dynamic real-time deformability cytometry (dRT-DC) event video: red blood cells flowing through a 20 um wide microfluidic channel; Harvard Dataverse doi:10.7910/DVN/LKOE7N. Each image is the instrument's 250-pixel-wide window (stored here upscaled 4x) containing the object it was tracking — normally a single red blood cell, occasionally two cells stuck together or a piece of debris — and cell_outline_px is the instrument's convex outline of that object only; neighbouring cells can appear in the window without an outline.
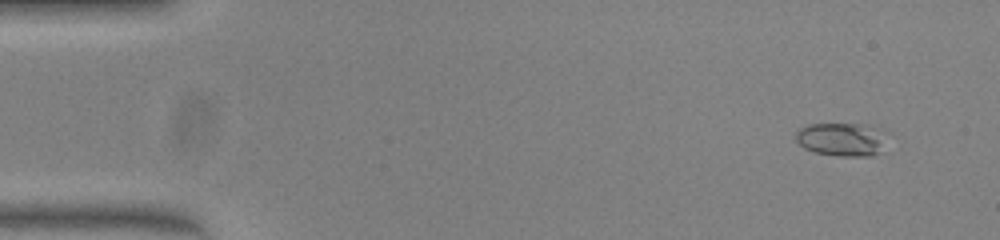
{"species": "common noctule bat (a hibernating species)", "species_latin": "Nyctalus noctula", "temperature_condition": "warm", "stored_images_in_passage": 51, "camera_frame_rate_fps": 3000, "um_per_image_px": 0.085, "animal": {"sex": "female", "body_mass_g": 23.0, "forearm_length_mm": 53.4}, "frame": {"image": 1, "passage_image": 4, "time_ms": 1.0, "image_size_px": [1000, 240], "cell_outline_px": [[888, 132], [876, 152], [872, 156], [840, 156], [816, 152], [804, 148], [796, 140], [796, 132], [800, 128], [808, 124], [868, 124], [884, 128]], "centroid_in_image_um": [71.55, 11.81], "position_along_channel_um": 13.4, "area_um2": 17.74}}
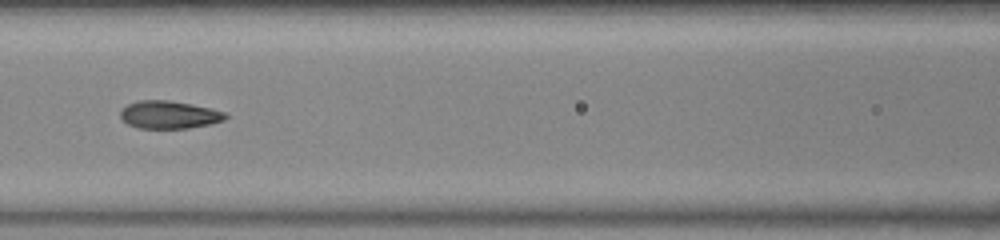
{"frame": {"image": 2, "passage_image": 23, "time_ms": 7.333, "image_size_px": [1000, 240], "cell_outline_px": [[228, 116], [224, 120], [208, 124], [188, 128], [140, 128], [128, 124], [120, 116], [120, 108], [128, 104], [140, 100], [168, 100], [192, 104], [212, 108], [224, 112]], "centroid_in_image_um": [14.36, 9.74], "position_along_channel_um": 152.2, "area_um2": 16.94}}
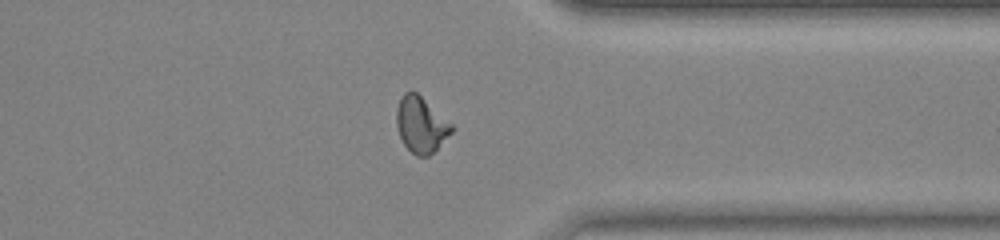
{"frame": {"image": 3, "passage_image": 40, "time_ms": 13.0, "image_size_px": [1000, 240], "cell_outline_px": [[452, 132], [428, 156], [416, 156], [404, 144], [400, 136], [396, 124], [396, 108], [404, 92], [416, 92], [452, 124]], "centroid_in_image_um": [35.76, 10.6], "position_along_channel_um": 375.6, "area_um2": 17.46}, "authors_computed_cell_mechanics": {"area_um2": 17.4556, "velocity_mm_per_s": 4.0369, "shape_relaxation_time_tau1_ms": 8.7626, "shape_relaxation_time_tau2_ms": 0.9112, "deformation_change_tau1": 0.2399, "deformation_change_tau2": 0.0629}}